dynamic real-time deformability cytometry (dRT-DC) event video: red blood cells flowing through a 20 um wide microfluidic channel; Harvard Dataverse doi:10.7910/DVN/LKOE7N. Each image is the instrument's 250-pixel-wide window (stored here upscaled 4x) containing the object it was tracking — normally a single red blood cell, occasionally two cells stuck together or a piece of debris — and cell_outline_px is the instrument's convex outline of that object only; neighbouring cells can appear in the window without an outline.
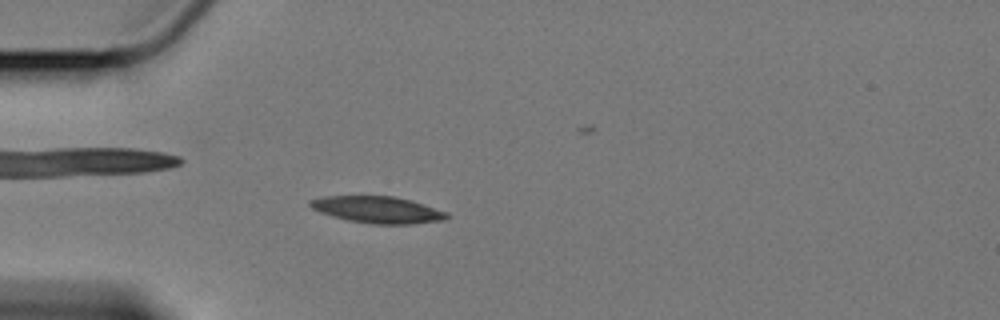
{"species": "Egyptian fruit bat (a non-hibernating species)", "species_latin": "Rousettus aegyptiacus", "temperature_condition": "cold", "stored_images_in_passage": 29, "camera_frame_rate_fps": 3000, "um_per_image_px": 0.085, "animal": {"sex": "female"}, "frame": {"image": 1, "passage_image": 8, "time_ms": 2.333, "image_size_px": [1000, 320], "cell_outline_px": [[448, 216], [444, 220], [412, 224], [372, 224], [348, 220], [332, 216], [320, 212], [312, 208], [308, 204], [308, 200], [324, 196], [392, 196], [412, 200], [444, 212]], "centroid_in_image_um": [32.04, 17.82], "position_along_channel_um": 53.0, "area_um2": 21.1}}
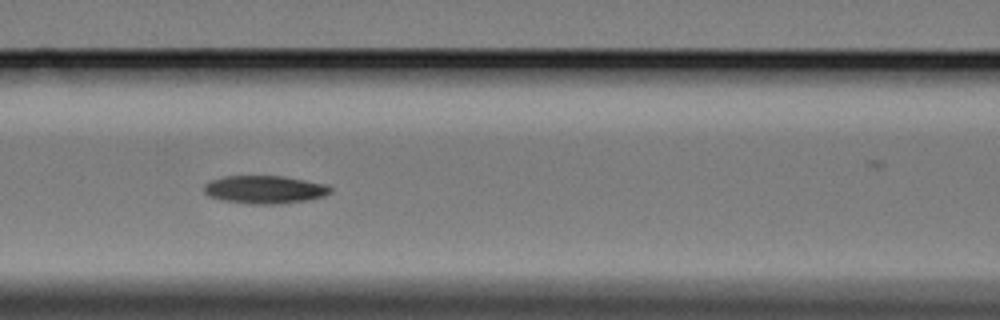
{"frame": {"image": 2, "passage_image": 17, "time_ms": 5.333, "image_size_px": [1000, 320], "cell_outline_px": [[332, 192], [324, 196], [308, 200], [280, 204], [248, 204], [224, 200], [208, 196], [204, 192], [204, 184], [212, 180], [224, 176], [284, 176], [328, 184], [332, 188]], "centroid_in_image_um": [22.54, 16.11], "position_along_channel_um": 144.1, "area_um2": 20.81}}
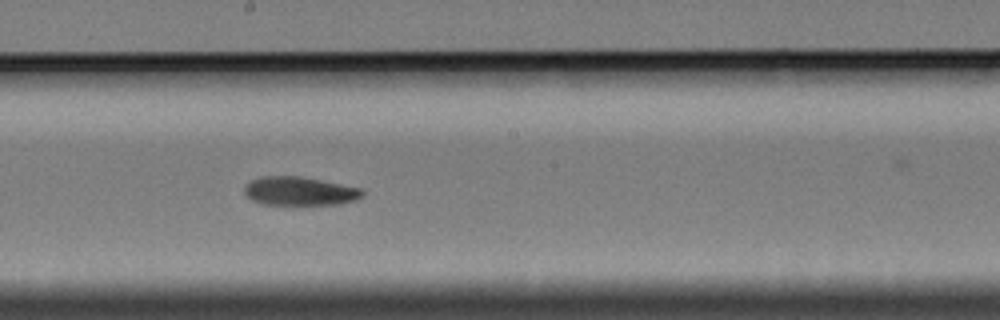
{"frame": {"image": 3, "passage_image": 24, "time_ms": 7.667, "image_size_px": [1000, 320], "cell_outline_px": [[364, 196], [356, 200], [340, 204], [264, 204], [252, 200], [244, 192], [244, 188], [252, 180], [260, 176], [300, 176], [360, 188], [364, 192]], "centroid_in_image_um": [25.49, 16.24], "position_along_channel_um": 222.7, "area_um2": 19.48}}